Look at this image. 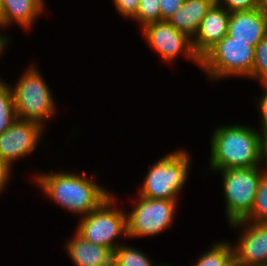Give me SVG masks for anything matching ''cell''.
<instances>
[{
  "label": "cell",
  "instance_id": "cell-1",
  "mask_svg": "<svg viewBox=\"0 0 267 266\" xmlns=\"http://www.w3.org/2000/svg\"><path fill=\"white\" fill-rule=\"evenodd\" d=\"M32 176L36 186L50 202L79 218L97 209L113 194L97 182L96 175L88 176L84 170L79 174L65 170L37 172Z\"/></svg>",
  "mask_w": 267,
  "mask_h": 266
},
{
  "label": "cell",
  "instance_id": "cell-2",
  "mask_svg": "<svg viewBox=\"0 0 267 266\" xmlns=\"http://www.w3.org/2000/svg\"><path fill=\"white\" fill-rule=\"evenodd\" d=\"M211 133L210 171L260 166V130L239 123L219 125Z\"/></svg>",
  "mask_w": 267,
  "mask_h": 266
},
{
  "label": "cell",
  "instance_id": "cell-3",
  "mask_svg": "<svg viewBox=\"0 0 267 266\" xmlns=\"http://www.w3.org/2000/svg\"><path fill=\"white\" fill-rule=\"evenodd\" d=\"M149 167L138 189L143 198L180 201L191 170V157L185 149H174ZM179 196V197H178Z\"/></svg>",
  "mask_w": 267,
  "mask_h": 266
},
{
  "label": "cell",
  "instance_id": "cell-4",
  "mask_svg": "<svg viewBox=\"0 0 267 266\" xmlns=\"http://www.w3.org/2000/svg\"><path fill=\"white\" fill-rule=\"evenodd\" d=\"M37 68L30 64L11 89L16 117L45 128L47 121L57 115V105L48 83Z\"/></svg>",
  "mask_w": 267,
  "mask_h": 266
},
{
  "label": "cell",
  "instance_id": "cell-5",
  "mask_svg": "<svg viewBox=\"0 0 267 266\" xmlns=\"http://www.w3.org/2000/svg\"><path fill=\"white\" fill-rule=\"evenodd\" d=\"M255 47L226 35L200 58V69L212 82L229 78L251 79Z\"/></svg>",
  "mask_w": 267,
  "mask_h": 266
},
{
  "label": "cell",
  "instance_id": "cell-6",
  "mask_svg": "<svg viewBox=\"0 0 267 266\" xmlns=\"http://www.w3.org/2000/svg\"><path fill=\"white\" fill-rule=\"evenodd\" d=\"M118 203L113 193L97 209L81 217L74 231L85 240L114 251L122 244L117 242L119 238H128L126 211Z\"/></svg>",
  "mask_w": 267,
  "mask_h": 266
},
{
  "label": "cell",
  "instance_id": "cell-7",
  "mask_svg": "<svg viewBox=\"0 0 267 266\" xmlns=\"http://www.w3.org/2000/svg\"><path fill=\"white\" fill-rule=\"evenodd\" d=\"M221 173L227 223L243 220L251 211L259 180L264 173L260 166L213 171Z\"/></svg>",
  "mask_w": 267,
  "mask_h": 266
},
{
  "label": "cell",
  "instance_id": "cell-8",
  "mask_svg": "<svg viewBox=\"0 0 267 266\" xmlns=\"http://www.w3.org/2000/svg\"><path fill=\"white\" fill-rule=\"evenodd\" d=\"M132 209L126 211L128 239L153 237L171 228L177 215L175 200L148 199L136 196Z\"/></svg>",
  "mask_w": 267,
  "mask_h": 266
},
{
  "label": "cell",
  "instance_id": "cell-9",
  "mask_svg": "<svg viewBox=\"0 0 267 266\" xmlns=\"http://www.w3.org/2000/svg\"><path fill=\"white\" fill-rule=\"evenodd\" d=\"M140 32L151 50L155 51L166 64H173L176 58L194 62L200 67V58L195 54L191 38L178 31L168 21H157L147 24Z\"/></svg>",
  "mask_w": 267,
  "mask_h": 266
},
{
  "label": "cell",
  "instance_id": "cell-10",
  "mask_svg": "<svg viewBox=\"0 0 267 266\" xmlns=\"http://www.w3.org/2000/svg\"><path fill=\"white\" fill-rule=\"evenodd\" d=\"M46 128L41 125L17 118L12 125L0 135V160L12 169L13 164L28 155H34L36 147L43 140Z\"/></svg>",
  "mask_w": 267,
  "mask_h": 266
},
{
  "label": "cell",
  "instance_id": "cell-11",
  "mask_svg": "<svg viewBox=\"0 0 267 266\" xmlns=\"http://www.w3.org/2000/svg\"><path fill=\"white\" fill-rule=\"evenodd\" d=\"M238 231L237 241L231 242L233 254L241 266H267V223L236 221L229 223Z\"/></svg>",
  "mask_w": 267,
  "mask_h": 266
},
{
  "label": "cell",
  "instance_id": "cell-12",
  "mask_svg": "<svg viewBox=\"0 0 267 266\" xmlns=\"http://www.w3.org/2000/svg\"><path fill=\"white\" fill-rule=\"evenodd\" d=\"M229 17L230 12L218 2L208 11L191 39L193 50L199 58L228 35Z\"/></svg>",
  "mask_w": 267,
  "mask_h": 266
},
{
  "label": "cell",
  "instance_id": "cell-13",
  "mask_svg": "<svg viewBox=\"0 0 267 266\" xmlns=\"http://www.w3.org/2000/svg\"><path fill=\"white\" fill-rule=\"evenodd\" d=\"M228 35L234 41L250 42L255 47L267 35V18L258 8L230 12Z\"/></svg>",
  "mask_w": 267,
  "mask_h": 266
},
{
  "label": "cell",
  "instance_id": "cell-14",
  "mask_svg": "<svg viewBox=\"0 0 267 266\" xmlns=\"http://www.w3.org/2000/svg\"><path fill=\"white\" fill-rule=\"evenodd\" d=\"M63 244L73 266H109L113 264V251L107 247L93 244L77 232Z\"/></svg>",
  "mask_w": 267,
  "mask_h": 266
},
{
  "label": "cell",
  "instance_id": "cell-15",
  "mask_svg": "<svg viewBox=\"0 0 267 266\" xmlns=\"http://www.w3.org/2000/svg\"><path fill=\"white\" fill-rule=\"evenodd\" d=\"M1 5L0 23L6 29L16 23L28 32L38 17L46 12L47 4L45 0H1Z\"/></svg>",
  "mask_w": 267,
  "mask_h": 266
},
{
  "label": "cell",
  "instance_id": "cell-16",
  "mask_svg": "<svg viewBox=\"0 0 267 266\" xmlns=\"http://www.w3.org/2000/svg\"><path fill=\"white\" fill-rule=\"evenodd\" d=\"M215 3L214 0H185L168 22L192 39L200 22Z\"/></svg>",
  "mask_w": 267,
  "mask_h": 266
},
{
  "label": "cell",
  "instance_id": "cell-17",
  "mask_svg": "<svg viewBox=\"0 0 267 266\" xmlns=\"http://www.w3.org/2000/svg\"><path fill=\"white\" fill-rule=\"evenodd\" d=\"M210 245L211 247L196 259L194 266H241L233 254L231 241H215Z\"/></svg>",
  "mask_w": 267,
  "mask_h": 266
},
{
  "label": "cell",
  "instance_id": "cell-18",
  "mask_svg": "<svg viewBox=\"0 0 267 266\" xmlns=\"http://www.w3.org/2000/svg\"><path fill=\"white\" fill-rule=\"evenodd\" d=\"M114 266H163L164 263L154 264L145 252L128 243H122L113 251Z\"/></svg>",
  "mask_w": 267,
  "mask_h": 266
},
{
  "label": "cell",
  "instance_id": "cell-19",
  "mask_svg": "<svg viewBox=\"0 0 267 266\" xmlns=\"http://www.w3.org/2000/svg\"><path fill=\"white\" fill-rule=\"evenodd\" d=\"M17 119L11 84L0 79V135Z\"/></svg>",
  "mask_w": 267,
  "mask_h": 266
},
{
  "label": "cell",
  "instance_id": "cell-20",
  "mask_svg": "<svg viewBox=\"0 0 267 266\" xmlns=\"http://www.w3.org/2000/svg\"><path fill=\"white\" fill-rule=\"evenodd\" d=\"M255 223H267V173H263L258 184L254 205L243 219Z\"/></svg>",
  "mask_w": 267,
  "mask_h": 266
},
{
  "label": "cell",
  "instance_id": "cell-21",
  "mask_svg": "<svg viewBox=\"0 0 267 266\" xmlns=\"http://www.w3.org/2000/svg\"><path fill=\"white\" fill-rule=\"evenodd\" d=\"M267 85V35L255 46L251 80Z\"/></svg>",
  "mask_w": 267,
  "mask_h": 266
},
{
  "label": "cell",
  "instance_id": "cell-22",
  "mask_svg": "<svg viewBox=\"0 0 267 266\" xmlns=\"http://www.w3.org/2000/svg\"><path fill=\"white\" fill-rule=\"evenodd\" d=\"M160 0H140L136 15L131 19L139 26V30L147 24L161 21Z\"/></svg>",
  "mask_w": 267,
  "mask_h": 266
},
{
  "label": "cell",
  "instance_id": "cell-23",
  "mask_svg": "<svg viewBox=\"0 0 267 266\" xmlns=\"http://www.w3.org/2000/svg\"><path fill=\"white\" fill-rule=\"evenodd\" d=\"M140 0H112L116 11L126 20L132 19L138 10Z\"/></svg>",
  "mask_w": 267,
  "mask_h": 266
},
{
  "label": "cell",
  "instance_id": "cell-24",
  "mask_svg": "<svg viewBox=\"0 0 267 266\" xmlns=\"http://www.w3.org/2000/svg\"><path fill=\"white\" fill-rule=\"evenodd\" d=\"M218 3L229 12L251 11L258 8V0H219Z\"/></svg>",
  "mask_w": 267,
  "mask_h": 266
},
{
  "label": "cell",
  "instance_id": "cell-25",
  "mask_svg": "<svg viewBox=\"0 0 267 266\" xmlns=\"http://www.w3.org/2000/svg\"><path fill=\"white\" fill-rule=\"evenodd\" d=\"M261 88L264 93L260 95V97H257L256 104L257 109L259 110V130L260 131H266L267 130V85H261ZM258 100V101H257Z\"/></svg>",
  "mask_w": 267,
  "mask_h": 266
},
{
  "label": "cell",
  "instance_id": "cell-26",
  "mask_svg": "<svg viewBox=\"0 0 267 266\" xmlns=\"http://www.w3.org/2000/svg\"><path fill=\"white\" fill-rule=\"evenodd\" d=\"M185 0H160L161 21H168L170 17L182 7Z\"/></svg>",
  "mask_w": 267,
  "mask_h": 266
},
{
  "label": "cell",
  "instance_id": "cell-27",
  "mask_svg": "<svg viewBox=\"0 0 267 266\" xmlns=\"http://www.w3.org/2000/svg\"><path fill=\"white\" fill-rule=\"evenodd\" d=\"M12 173L13 169L7 163L0 160V195L7 189Z\"/></svg>",
  "mask_w": 267,
  "mask_h": 266
},
{
  "label": "cell",
  "instance_id": "cell-28",
  "mask_svg": "<svg viewBox=\"0 0 267 266\" xmlns=\"http://www.w3.org/2000/svg\"><path fill=\"white\" fill-rule=\"evenodd\" d=\"M260 167L267 173V130L260 131Z\"/></svg>",
  "mask_w": 267,
  "mask_h": 266
},
{
  "label": "cell",
  "instance_id": "cell-29",
  "mask_svg": "<svg viewBox=\"0 0 267 266\" xmlns=\"http://www.w3.org/2000/svg\"><path fill=\"white\" fill-rule=\"evenodd\" d=\"M6 28L0 23V30L4 31ZM0 31V57L1 55H4L3 53H5L7 50V48L9 47V44L11 43V37L8 35H4L2 34ZM2 79V78H0Z\"/></svg>",
  "mask_w": 267,
  "mask_h": 266
},
{
  "label": "cell",
  "instance_id": "cell-30",
  "mask_svg": "<svg viewBox=\"0 0 267 266\" xmlns=\"http://www.w3.org/2000/svg\"><path fill=\"white\" fill-rule=\"evenodd\" d=\"M258 9L266 16L267 18V0H258Z\"/></svg>",
  "mask_w": 267,
  "mask_h": 266
},
{
  "label": "cell",
  "instance_id": "cell-31",
  "mask_svg": "<svg viewBox=\"0 0 267 266\" xmlns=\"http://www.w3.org/2000/svg\"><path fill=\"white\" fill-rule=\"evenodd\" d=\"M1 9H2V5H1V0H0V19H1Z\"/></svg>",
  "mask_w": 267,
  "mask_h": 266
}]
</instances>
